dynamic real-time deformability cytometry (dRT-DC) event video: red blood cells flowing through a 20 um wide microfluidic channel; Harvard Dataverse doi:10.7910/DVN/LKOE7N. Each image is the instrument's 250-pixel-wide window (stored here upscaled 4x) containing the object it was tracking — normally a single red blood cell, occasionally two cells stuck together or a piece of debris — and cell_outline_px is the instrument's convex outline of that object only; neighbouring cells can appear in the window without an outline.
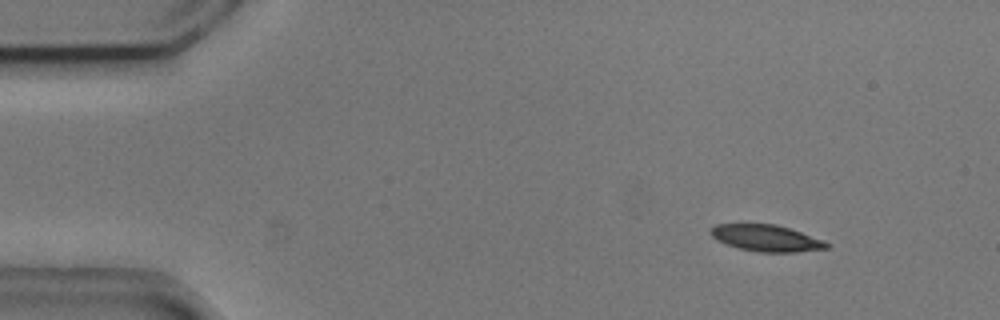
{"species": "common noctule bat (a hibernating species)", "species_latin": "Nyctalus noctula", "temperature_condition": "cold", "stored_images_in_passage": 51, "camera_frame_rate_fps": 3000, "um_per_image_px": 0.085, "animal": {"sex": "male", "body_mass_g": 20.5, "forearm_length_mm": 52.5}, "frame": {"image": 1, "passage_image": 3, "time_ms": 0.667, "image_size_px": [1000, 320], "cell_outline_px": [[832, 244], [828, 248], [796, 252], [760, 252], [740, 248], [716, 240], [712, 236], [708, 228], [716, 224], [776, 224], [824, 240]], "centroid_in_image_um": [65.14, 20.23], "position_along_channel_um": 19.9, "area_um2": 17.86}}
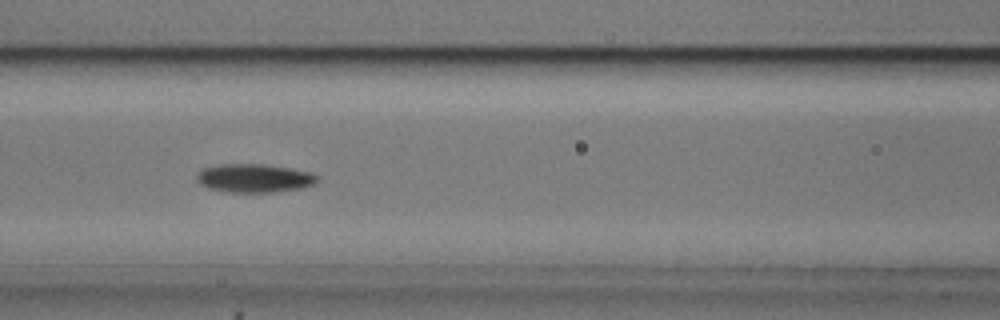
{"frame": {"image": 2, "passage_image": 20, "time_ms": 6.333, "image_size_px": [1000, 320], "cell_outline_px": [[320, 180], [316, 184], [300, 188], [272, 192], [224, 192], [208, 188], [200, 184], [196, 180], [196, 172], [204, 168], [220, 164], [264, 164], [312, 172], [320, 176]], "centroid_in_image_um": [21.62, 15.14], "position_along_channel_um": 145.0, "area_um2": 20.29}}
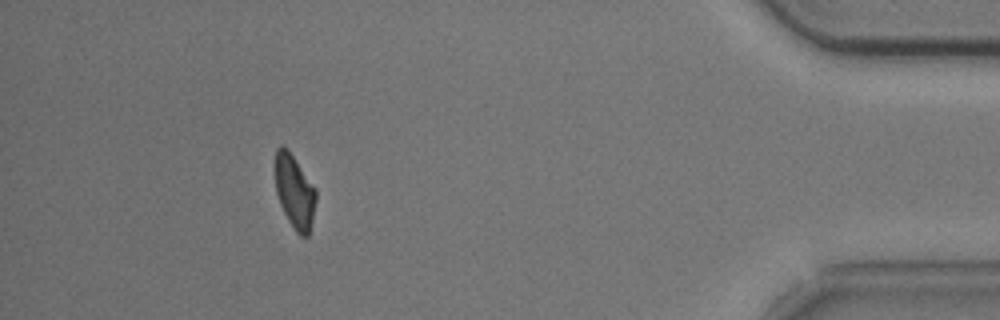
{"frame": {"image": 3, "passage_image": 46, "time_ms": 15.0, "image_size_px": [1000, 320], "cell_outline_px": [[316, 200], [312, 220], [308, 236], [300, 236], [296, 232], [288, 220], [280, 204], [276, 192], [276, 148], [288, 148], [316, 188]], "centroid_in_image_um": [25.06, 16.3], "position_along_channel_um": 410.1, "area_um2": 17.28}, "authors_computed_cell_mechanics": {"area_um2": 18.6116, "velocity_mm_per_s": 3.7156, "shape_relaxation_time_tau1_ms": 2.2434, "shape_relaxation_time_tau2_ms": 8.2881, "deformation_change_tau1": 0.1141, "deformation_change_tau2": 0.1313}}